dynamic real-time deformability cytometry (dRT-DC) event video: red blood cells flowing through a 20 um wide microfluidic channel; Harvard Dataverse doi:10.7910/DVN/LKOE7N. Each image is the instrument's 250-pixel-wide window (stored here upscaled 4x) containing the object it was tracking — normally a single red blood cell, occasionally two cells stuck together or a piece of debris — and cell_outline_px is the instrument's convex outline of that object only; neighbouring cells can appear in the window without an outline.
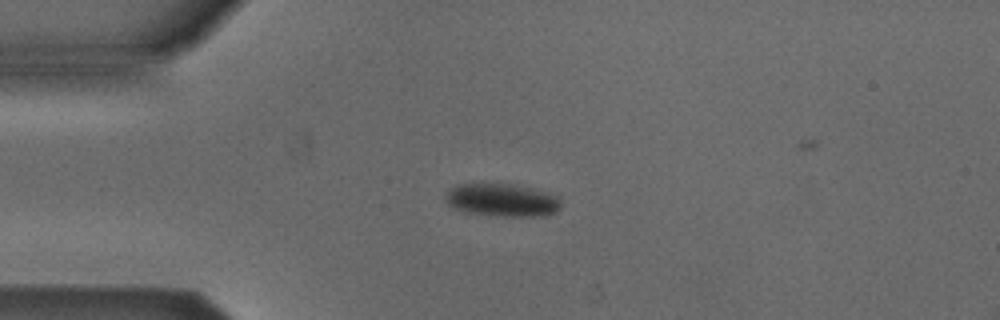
{"species": "Egyptian fruit bat (a non-hibernating species)", "species_latin": "Rousettus aegyptiacus", "temperature_condition": "cold", "stored_images_in_passage": 27, "camera_frame_rate_fps": 3000, "um_per_image_px": 0.085, "animal": {"sex": "male"}, "frame": {"image": 1, "passage_image": 1, "time_ms": 0.0, "image_size_px": [1000, 320], "cell_outline_px": [[560, 208], [556, 212], [544, 216], [496, 216], [464, 212], [452, 208], [444, 200], [444, 192], [456, 184], [508, 184], [528, 188], [556, 196], [560, 200]], "centroid_in_image_um": [42.58, 17.02], "position_along_channel_um": 42.4, "area_um2": 22.14}}
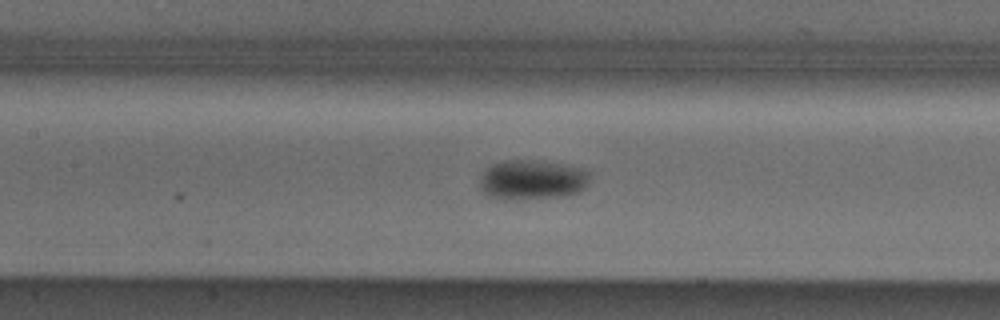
{"frame": {"image": 2, "passage_image": 12, "time_ms": 3.667, "image_size_px": [1000, 320], "cell_outline_px": [[588, 184], [580, 192], [568, 196], [516, 200], [504, 200], [488, 196], [480, 188], [480, 176], [484, 168], [500, 160], [528, 160], [560, 164], [584, 168], [588, 172]], "centroid_in_image_um": [45.19, 15.3], "position_along_channel_um": 162.2, "area_um2": 25.95}}
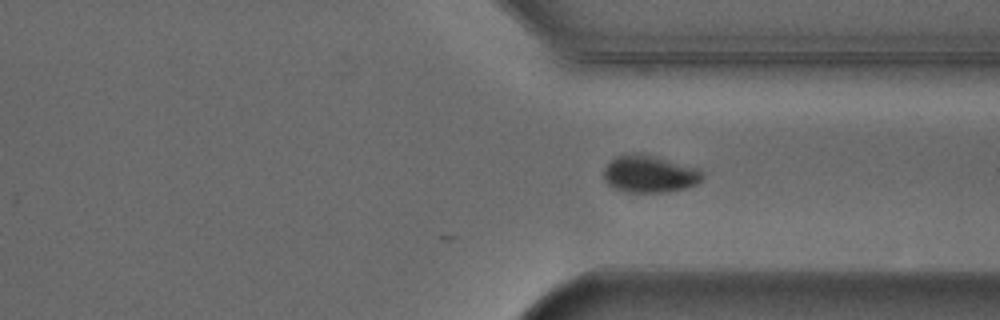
{"frame": {"image": 3, "passage_image": 27, "time_ms": 8.667, "image_size_px": [1000, 320], "cell_outline_px": [[704, 176], [696, 184], [688, 188], [668, 192], [628, 192], [616, 188], [608, 184], [604, 180], [604, 168], [616, 156], [632, 152], [640, 152], [700, 168], [704, 172]], "centroid_in_image_um": [55.25, 14.77], "position_along_channel_um": 356.2, "area_um2": 21.68}}